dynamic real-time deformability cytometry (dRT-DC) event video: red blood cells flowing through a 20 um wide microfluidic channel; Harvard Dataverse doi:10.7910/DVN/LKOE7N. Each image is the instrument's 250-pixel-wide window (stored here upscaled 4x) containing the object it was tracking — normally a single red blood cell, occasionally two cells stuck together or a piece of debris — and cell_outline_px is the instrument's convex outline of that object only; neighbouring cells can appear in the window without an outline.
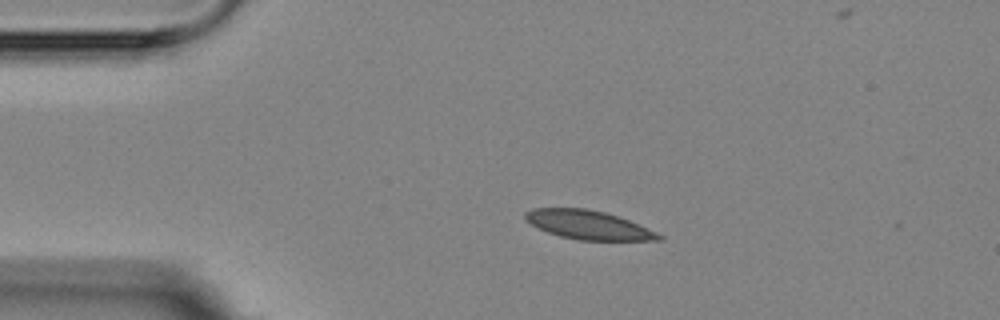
{"species": "Egyptian fruit bat (a non-hibernating species)", "species_latin": "Rousettus aegyptiacus", "temperature_condition": "room temperature", "stored_images_in_passage": 4, "camera_frame_rate_fps": 3000, "um_per_image_px": 0.085, "animal": {"sex": "female"}, "frame": {"image": 1, "passage_image": 1, "time_ms": 0.0, "image_size_px": [1000, 320], "cell_outline_px": [[664, 240], [580, 240], [560, 236], [548, 232], [524, 220], [524, 212], [532, 208], [584, 208], [604, 212], [628, 220], [656, 232], [664, 236]], "centroid_in_image_um": [49.98, 19.11], "position_along_channel_um": 35.0, "area_um2": 22.2}}
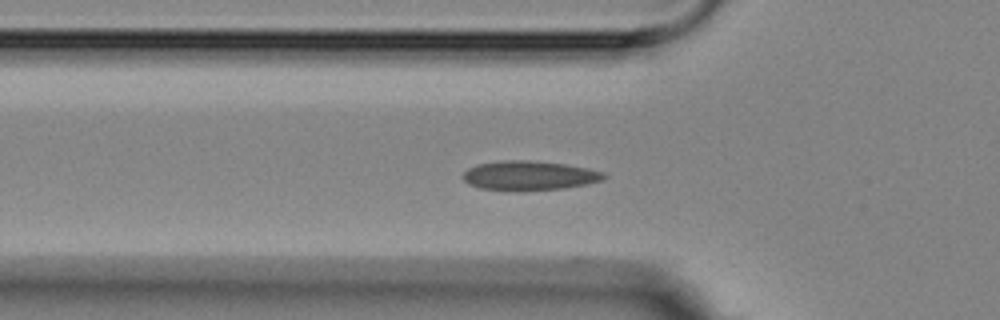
{"frame": {"image": 2, "passage_image": 3, "time_ms": 2.333, "image_size_px": [1000, 320], "cell_outline_px": [[608, 176], [604, 180], [588, 184], [564, 188], [512, 192], [480, 188], [468, 184], [460, 176], [468, 168], [476, 164], [504, 160], [528, 160], [564, 164], [588, 168], [604, 172]], "centroid_in_image_um": [44.97, 14.94], "position_along_channel_um": 80.8, "area_um2": 24.62}}